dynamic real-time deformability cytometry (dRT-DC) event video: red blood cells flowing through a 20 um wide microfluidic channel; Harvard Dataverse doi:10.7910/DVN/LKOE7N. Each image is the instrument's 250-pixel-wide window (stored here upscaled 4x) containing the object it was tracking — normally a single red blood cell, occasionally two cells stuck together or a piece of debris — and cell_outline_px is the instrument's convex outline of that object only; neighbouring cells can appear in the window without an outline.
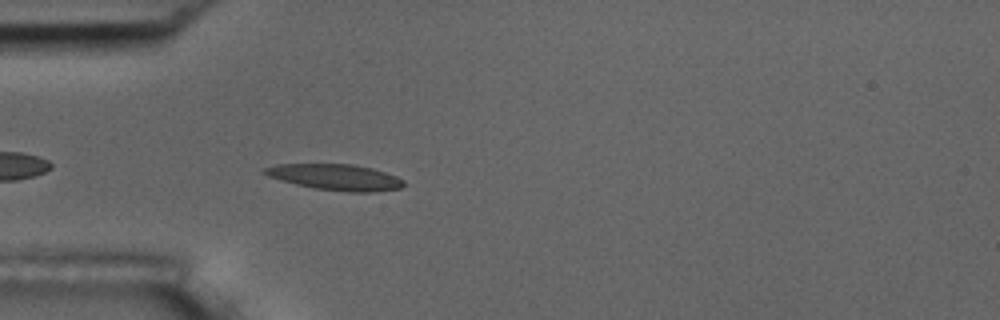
{"species": "common noctule bat (a hibernating species)", "species_latin": "Nyctalus noctula", "temperature_condition": "room temperature", "stored_images_in_passage": 4, "camera_frame_rate_fps": 3000, "um_per_image_px": 0.085, "animal": {"sex": "male", "body_mass_g": 17.5, "forearm_length_mm": 52.3}, "frame": {"image": 1, "passage_image": 4, "time_ms": 4.333, "image_size_px": [1000, 320], "cell_outline_px": [[408, 184], [400, 188], [372, 192], [348, 192], [316, 188], [296, 184], [280, 180], [268, 176], [260, 172], [264, 168], [276, 164], [352, 164], [372, 168], [396, 176], [404, 180]], "centroid_in_image_um": [28.52, 15.05], "position_along_channel_um": 56.5, "area_um2": 21.1}}